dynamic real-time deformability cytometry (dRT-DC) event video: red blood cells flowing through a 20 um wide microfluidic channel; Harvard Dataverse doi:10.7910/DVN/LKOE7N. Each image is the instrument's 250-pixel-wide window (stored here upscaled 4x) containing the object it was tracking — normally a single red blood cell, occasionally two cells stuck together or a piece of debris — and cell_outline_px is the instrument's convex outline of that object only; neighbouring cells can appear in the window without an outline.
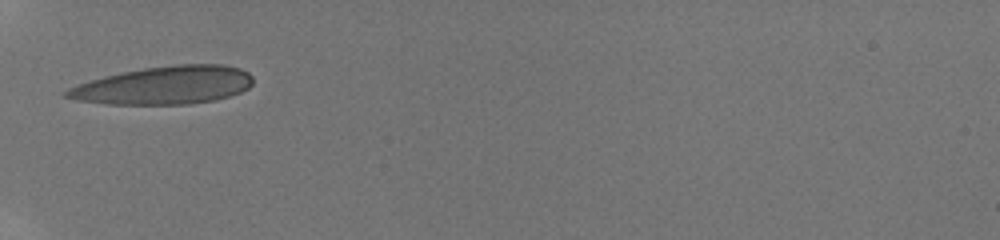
{"species": "human", "species_latin": "Homo sapiens", "temperature_condition": "room temperature", "stored_images_in_passage": 36, "camera_frame_rate_fps": 3000, "um_per_image_px": 0.085, "donor": {"sex": "male"}, "frame": {"image": 1, "passage_image": 1, "time_ms": 0.0, "image_size_px": [1000, 240], "cell_outline_px": [[252, 84], [248, 88], [240, 92], [216, 100], [188, 104], [108, 104], [76, 100], [64, 96], [64, 92], [68, 88], [104, 76], [144, 68], [176, 64], [220, 64], [240, 68], [248, 72], [252, 76]], "centroid_in_image_um": [13.98, 7.25], "position_along_channel_um": 71.0, "area_um2": 41.1}}
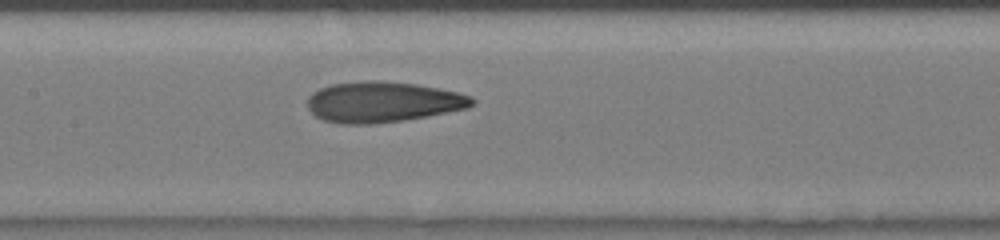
{"frame": {"image": 2, "passage_image": 9, "time_ms": 2.667, "image_size_px": [1000, 240], "cell_outline_px": [[476, 100], [468, 108], [428, 116], [404, 120], [372, 124], [344, 124], [324, 120], [316, 116], [308, 108], [308, 96], [312, 92], [320, 88], [332, 84], [364, 80], [376, 80], [416, 84], [460, 92], [472, 96]], "centroid_in_image_um": [32.55, 8.66], "position_along_channel_um": 174.8, "area_um2": 39.13}}
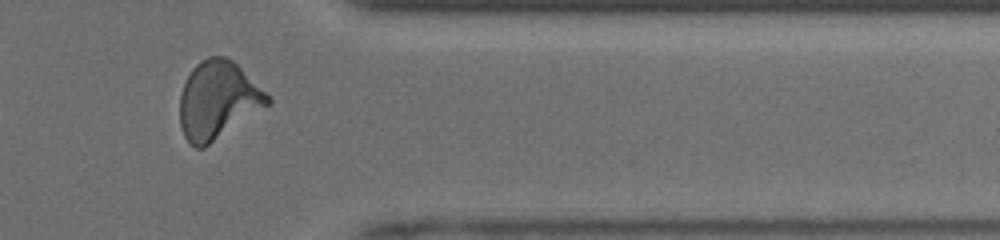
{"frame": {"image": 3, "passage_image": 28, "time_ms": 8.0, "image_size_px": [1000, 240], "cell_outline_px": [[272, 100], [268, 104], [204, 148], [196, 148], [188, 144], [184, 136], [180, 124], [180, 96], [184, 84], [192, 68], [200, 60], [208, 56], [224, 56], [232, 60], [272, 96]], "centroid_in_image_um": [18.51, 8.5], "position_along_channel_um": 392.9, "area_um2": 39.59}, "authors_computed_cell_mechanics": {"area_um2": 37.9168, "velocity_mm_per_s": 4.1859, "shape_relaxation_time_tau1_ms": 6.7714, "shape_relaxation_time_tau2_ms": 1.7939, "deformation_change_tau1": 0.2364, "deformation_change_tau2": 0.0987}}